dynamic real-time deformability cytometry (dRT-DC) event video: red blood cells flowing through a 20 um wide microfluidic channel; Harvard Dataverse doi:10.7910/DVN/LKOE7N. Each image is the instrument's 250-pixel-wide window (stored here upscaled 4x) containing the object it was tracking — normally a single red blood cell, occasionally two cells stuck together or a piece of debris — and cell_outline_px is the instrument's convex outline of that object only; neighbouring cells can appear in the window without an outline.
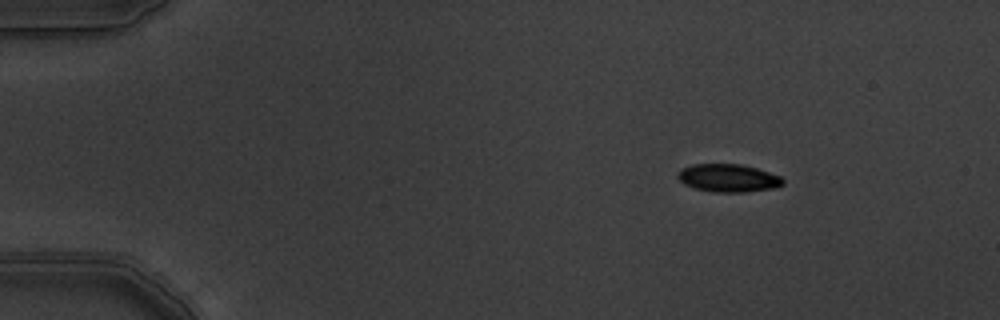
{"species": "common noctule bat (a hibernating species)", "species_latin": "Nyctalus noctula", "temperature_condition": "warm", "stored_images_in_passage": 4, "camera_frame_rate_fps": 3000, "um_per_image_px": 0.085, "animal": {"sex": "male", "body_mass_g": 19.5, "forearm_length_mm": 54.6}, "frame": {"image": 1, "passage_image": 1, "time_ms": 0.0, "image_size_px": [1000, 320], "cell_outline_px": [[784, 184], [776, 188], [744, 192], [716, 192], [696, 188], [684, 184], [676, 176], [680, 168], [692, 164], [744, 164], [780, 176], [784, 180]], "centroid_in_image_um": [61.9, 15.12], "position_along_channel_um": 23.1, "area_um2": 17.17}}
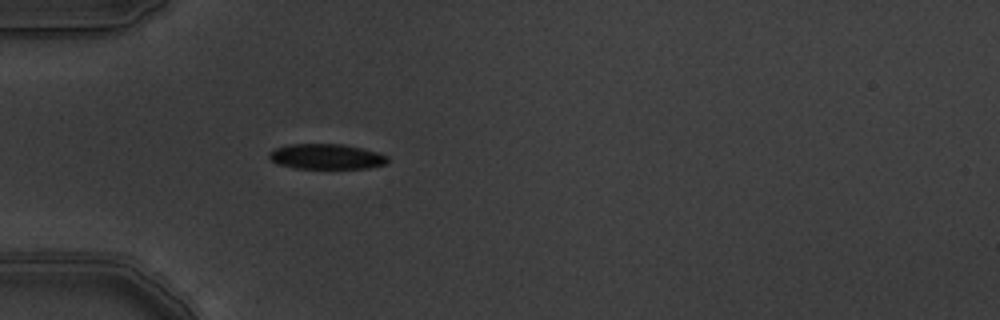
{"frame": {"image": 2, "passage_image": 4, "time_ms": 1.0, "image_size_px": [1000, 320], "cell_outline_px": [[388, 160], [384, 164], [368, 168], [296, 168], [280, 164], [272, 160], [268, 156], [268, 152], [276, 148], [288, 144], [344, 144], [376, 152], [388, 156]], "centroid_in_image_um": [27.73, 13.3], "position_along_channel_um": 57.3, "area_um2": 17.22}}